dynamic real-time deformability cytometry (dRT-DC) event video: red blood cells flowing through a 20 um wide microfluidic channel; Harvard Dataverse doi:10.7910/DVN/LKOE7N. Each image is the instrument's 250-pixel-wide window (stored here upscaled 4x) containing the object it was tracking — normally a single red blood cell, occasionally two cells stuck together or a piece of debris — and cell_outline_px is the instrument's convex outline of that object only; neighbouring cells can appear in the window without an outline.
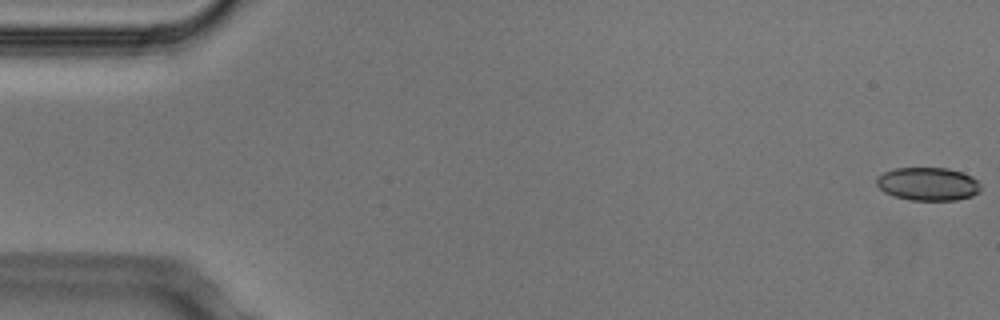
{"species": "Egyptian fruit bat (a non-hibernating species)", "species_latin": "Rousettus aegyptiacus", "temperature_condition": "cold", "stored_images_in_passage": 13, "camera_frame_rate_fps": 3000, "um_per_image_px": 0.085, "animal": {"sex": "male"}, "frame": {"image": 1, "passage_image": 1, "time_ms": 0.0, "image_size_px": [1000, 320], "cell_outline_px": [[980, 192], [972, 196], [956, 200], [912, 200], [896, 196], [884, 192], [876, 184], [876, 180], [884, 172], [896, 168], [948, 168], [972, 176], [980, 184]], "centroid_in_image_um": [78.9, 15.64], "position_along_channel_um": 6.1, "area_um2": 20.0}}
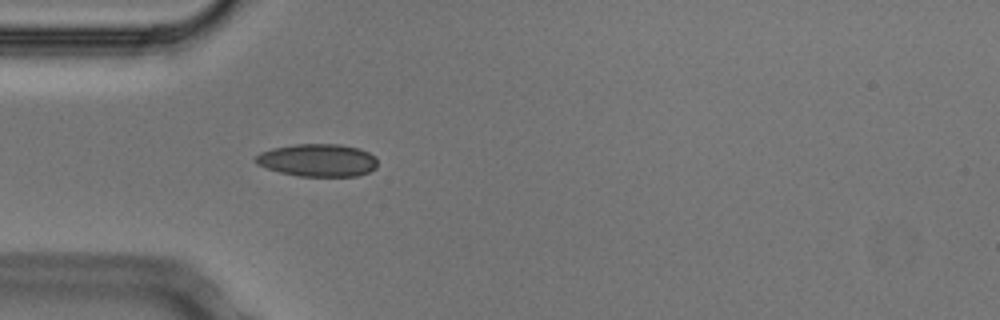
{"frame": {"image": 2, "passage_image": 13, "time_ms": 4.0, "image_size_px": [1000, 320], "cell_outline_px": [[376, 168], [368, 172], [356, 176], [296, 176], [280, 172], [256, 164], [256, 156], [260, 152], [272, 148], [296, 144], [340, 144], [360, 148], [376, 156]], "centroid_in_image_um": [27.02, 13.61], "position_along_channel_um": 58.0, "area_um2": 23.24}}